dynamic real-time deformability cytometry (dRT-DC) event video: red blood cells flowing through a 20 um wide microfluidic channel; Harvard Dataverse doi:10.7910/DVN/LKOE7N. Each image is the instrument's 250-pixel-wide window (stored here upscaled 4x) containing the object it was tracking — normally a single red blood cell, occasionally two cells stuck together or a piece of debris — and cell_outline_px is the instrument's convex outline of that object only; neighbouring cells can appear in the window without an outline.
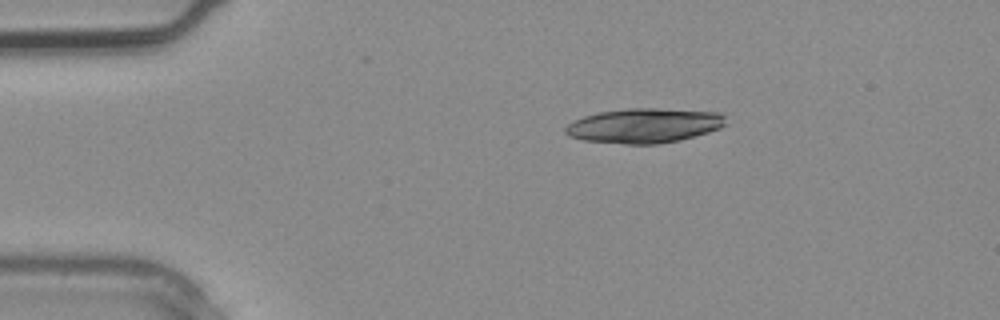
{"species": "common noctule bat (a hibernating species)", "species_latin": "Nyctalus noctula", "temperature_condition": "warm", "stored_images_in_passage": 3, "camera_frame_rate_fps": 3000, "um_per_image_px": 0.085, "animal": {"sex": "male", "body_mass_g": 20.4}, "frame": {"image": 1, "passage_image": 3, "time_ms": 0.667, "image_size_px": [1000, 320], "cell_outline_px": [[724, 124], [720, 128], [708, 132], [680, 140], [660, 144], [624, 144], [584, 140], [568, 136], [564, 132], [564, 128], [572, 120], [584, 116], [600, 112], [628, 108], [660, 108], [720, 112], [724, 116]], "centroid_in_image_um": [54.73, 10.67], "position_along_channel_um": 30.3, "area_um2": 32.48}}